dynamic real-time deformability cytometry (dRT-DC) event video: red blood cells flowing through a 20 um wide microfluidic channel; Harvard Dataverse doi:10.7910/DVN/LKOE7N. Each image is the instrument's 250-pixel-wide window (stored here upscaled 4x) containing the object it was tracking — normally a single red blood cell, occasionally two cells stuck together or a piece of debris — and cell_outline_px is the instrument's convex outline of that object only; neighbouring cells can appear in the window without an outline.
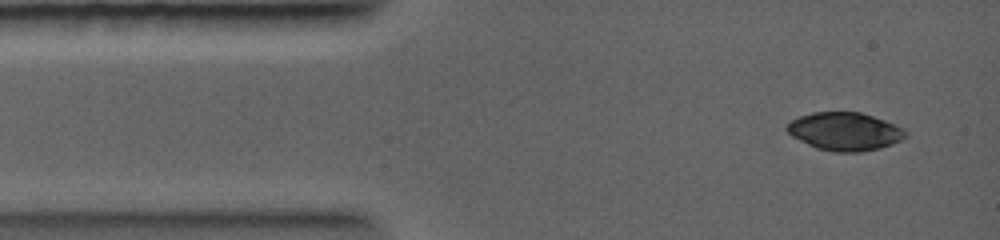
{"species": "common noctule bat (a hibernating species)", "species_latin": "Nyctalus noctula", "temperature_condition": "warm", "stored_images_in_passage": 5, "camera_frame_rate_fps": 5000, "um_per_image_px": 0.085, "animal": {"sex": "female", "body_mass_g": 19.0, "forearm_length_mm": 56.7}, "frame": {"image": 1, "passage_image": 1, "time_ms": 0.0, "image_size_px": [1000, 240], "cell_outline_px": [[908, 136], [892, 144], [880, 148], [860, 152], [832, 152], [816, 148], [792, 136], [784, 128], [792, 120], [800, 116], [812, 112], [860, 112], [884, 120], [904, 128], [908, 132]], "centroid_in_image_um": [71.82, 11.18], "position_along_channel_um": 13.2, "area_um2": 26.36}}